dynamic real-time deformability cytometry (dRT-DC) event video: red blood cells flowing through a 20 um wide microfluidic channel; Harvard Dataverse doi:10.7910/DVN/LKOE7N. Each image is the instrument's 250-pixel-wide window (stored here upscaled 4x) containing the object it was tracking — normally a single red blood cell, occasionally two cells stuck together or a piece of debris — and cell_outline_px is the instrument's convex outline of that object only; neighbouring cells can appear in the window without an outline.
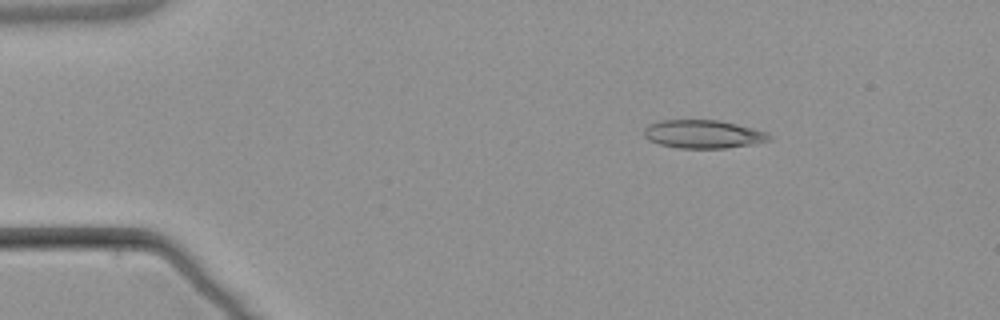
{"species": "common noctule bat (a hibernating species)", "species_latin": "Nyctalus noctula", "temperature_condition": "warm", "stored_images_in_passage": 4, "camera_frame_rate_fps": 3000, "um_per_image_px": 0.085, "animal": {"sex": "male", "body_mass_g": 21.5, "forearm_length_mm": 52.0}, "frame": {"image": 1, "passage_image": 2, "time_ms": 1.333, "image_size_px": [1000, 320], "cell_outline_px": [[772, 140], [752, 144], [724, 148], [676, 148], [660, 144], [648, 140], [644, 136], [644, 128], [648, 124], [660, 120], [720, 120], [768, 132], [772, 136]], "centroid_in_image_um": [59.76, 11.4], "position_along_channel_um": 25.2, "area_um2": 20.75}}